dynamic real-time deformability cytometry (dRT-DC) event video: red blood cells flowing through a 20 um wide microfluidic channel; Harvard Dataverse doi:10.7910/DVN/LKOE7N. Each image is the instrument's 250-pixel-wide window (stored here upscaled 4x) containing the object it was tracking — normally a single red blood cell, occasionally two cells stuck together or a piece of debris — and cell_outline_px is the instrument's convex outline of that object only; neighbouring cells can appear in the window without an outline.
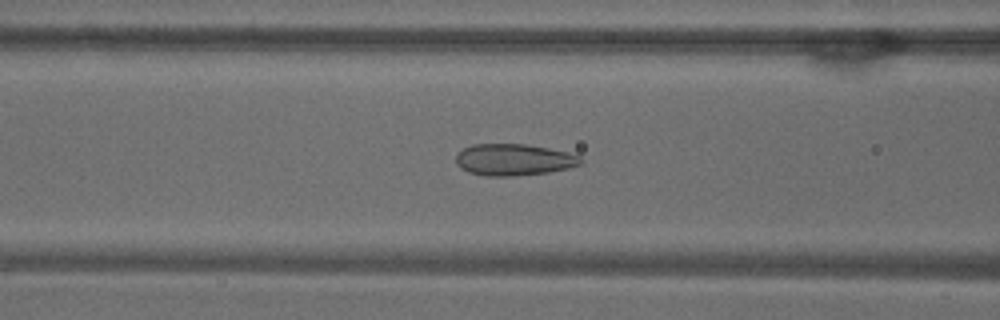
{"species": "common noctule bat (a hibernating species)", "species_latin": "Nyctalus noctula", "temperature_condition": "warm", "stored_images_in_passage": 53, "camera_frame_rate_fps": 3000, "um_per_image_px": 0.085, "animal": {"sex": "male", "body_mass_g": 18.8}, "frame": {"image": 1, "passage_image": 21, "time_ms": 6.667, "image_size_px": [1000, 320], "cell_outline_px": [[584, 164], [568, 168], [548, 172], [512, 176], [484, 176], [468, 172], [460, 168], [456, 164], [456, 152], [472, 144], [524, 144], [548, 148], [568, 152], [580, 156], [584, 160]], "centroid_in_image_um": [43.67, 13.57], "position_along_channel_um": 122.9, "area_um2": 23.24}}
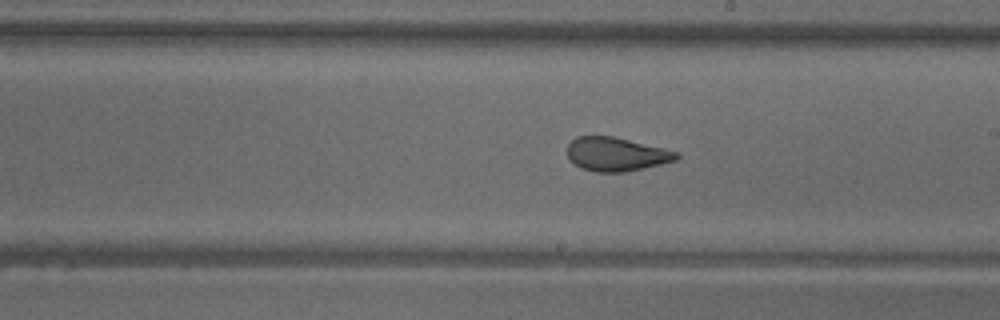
{"frame": {"image": 2, "passage_image": 30, "time_ms": 9.667, "image_size_px": [1000, 320], "cell_outline_px": [[680, 156], [676, 160], [644, 168], [624, 172], [596, 172], [580, 168], [568, 156], [568, 144], [576, 136], [612, 136], [664, 148], [680, 152]], "centroid_in_image_um": [52.4, 13.1], "position_along_channel_um": 236.6, "area_um2": 21.39}}
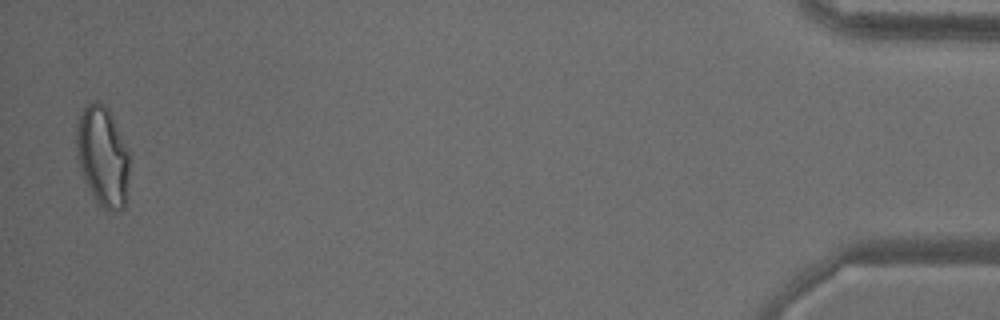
{"frame": {"image": 3, "passage_image": 52, "time_ms": 17.0, "image_size_px": [1000, 320], "cell_outline_px": [[128, 172], [124, 208], [120, 212], [104, 212], [96, 204], [92, 196], [80, 168], [76, 148], [76, 132], [80, 116], [84, 108], [88, 104], [96, 100], [104, 104], [108, 108], [128, 152]], "centroid_in_image_um": [8.71, 13.36], "position_along_channel_um": 426.5, "area_um2": 30.69}, "authors_computed_cell_mechanics": {"area_um2": 24.7384, "velocity_mm_per_s": 3.7865, "shape_relaxation_time_tau1_ms": null, "shape_relaxation_time_tau2_ms": 0.7955, "deformation_change_tau1": null, "deformation_change_tau2": 0.0723}}